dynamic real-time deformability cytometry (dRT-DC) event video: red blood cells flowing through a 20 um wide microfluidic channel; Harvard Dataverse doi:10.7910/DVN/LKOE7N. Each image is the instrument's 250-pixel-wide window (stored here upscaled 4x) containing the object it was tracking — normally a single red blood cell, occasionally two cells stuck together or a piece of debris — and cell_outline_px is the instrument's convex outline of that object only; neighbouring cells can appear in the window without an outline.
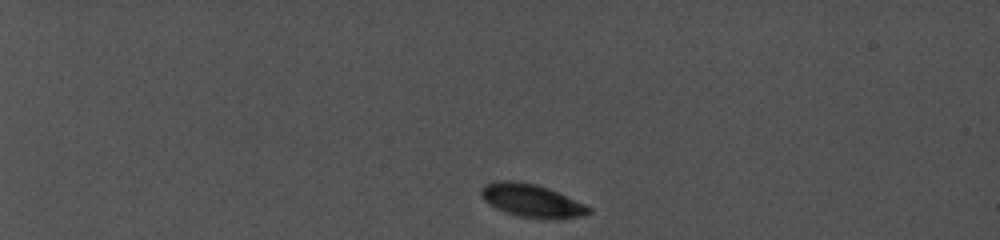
{"species": "common noctule bat (a hibernating species)", "species_latin": "Nyctalus noctula", "temperature_condition": "cold", "stored_images_in_passage": 23, "camera_frame_rate_fps": 5000, "um_per_image_px": 0.085, "animal": {"sex": "female", "body_mass_g": 19.0, "forearm_length_mm": 56.7}, "frame": {"image": 1, "passage_image": 1, "time_ms": 0.0, "image_size_px": [1000, 240], "cell_outline_px": [[592, 212], [580, 216], [552, 220], [544, 220], [520, 216], [504, 212], [488, 204], [480, 196], [480, 188], [484, 184], [496, 180], [516, 180], [536, 184], [548, 188], [584, 204], [592, 208]], "centroid_in_image_um": [45.15, 17.05], "position_along_channel_um": 39.9, "area_um2": 21.04}}
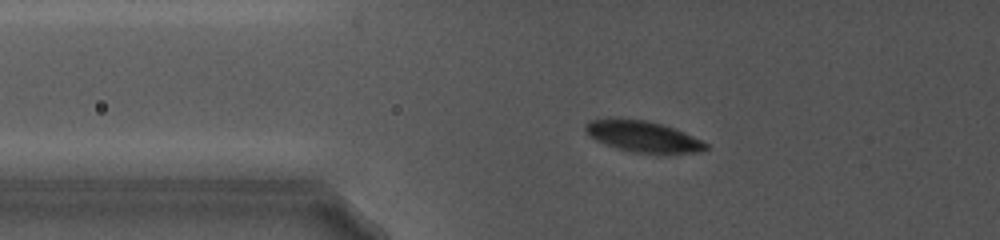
{"frame": {"image": 2, "passage_image": 11, "time_ms": 3.6, "image_size_px": [1000, 240], "cell_outline_px": [[708, 148], [700, 152], [632, 152], [616, 148], [596, 140], [588, 136], [584, 128], [584, 124], [588, 120], [608, 116], [612, 116], [644, 120], [660, 124], [684, 132], [708, 144]], "centroid_in_image_um": [54.52, 11.55], "position_along_channel_um": 71.3, "area_um2": 21.85}}
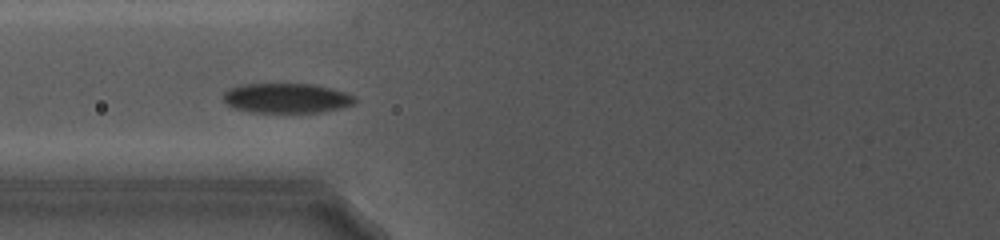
{"frame": {"image": 3, "passage_image": 15, "time_ms": 5.0, "image_size_px": [1000, 240], "cell_outline_px": [[356, 104], [324, 112], [252, 112], [232, 108], [224, 100], [224, 92], [228, 88], [240, 84], [316, 84], [348, 92], [356, 100]], "centroid_in_image_um": [24.38, 8.33], "position_along_channel_um": 101.4, "area_um2": 23.06}}